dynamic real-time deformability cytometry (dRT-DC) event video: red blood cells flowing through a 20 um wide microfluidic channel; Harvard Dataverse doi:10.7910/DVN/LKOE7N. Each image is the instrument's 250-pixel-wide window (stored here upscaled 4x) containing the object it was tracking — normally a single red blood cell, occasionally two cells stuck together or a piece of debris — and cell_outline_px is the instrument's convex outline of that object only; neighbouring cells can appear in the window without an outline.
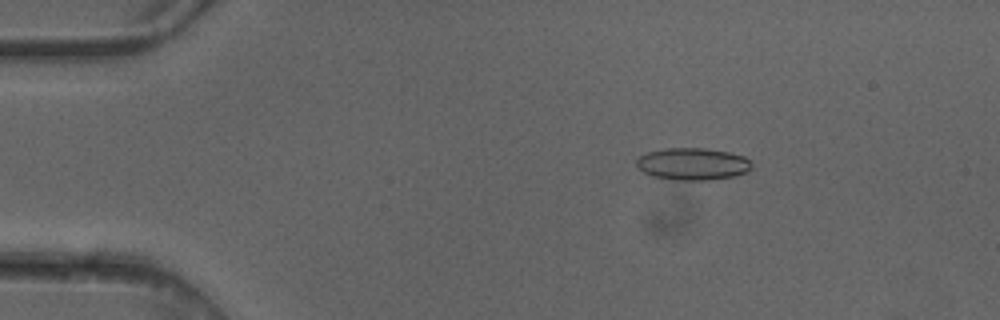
{"species": "common noctule bat (a hibernating species)", "species_latin": "Nyctalus noctula", "temperature_condition": "cold", "stored_images_in_passage": 3, "camera_frame_rate_fps": 3000, "um_per_image_px": 0.085, "animal": {"sex": "female"}, "frame": {"image": 1, "passage_image": 2, "time_ms": 0.333, "image_size_px": [1000, 320], "cell_outline_px": [[752, 168], [744, 172], [732, 176], [712, 180], [680, 180], [652, 176], [644, 172], [636, 164], [636, 160], [640, 156], [648, 152], [664, 148], [704, 148], [728, 152], [744, 156], [752, 164]], "centroid_in_image_um": [58.87, 13.93], "position_along_channel_um": 26.1, "area_um2": 21.39}}